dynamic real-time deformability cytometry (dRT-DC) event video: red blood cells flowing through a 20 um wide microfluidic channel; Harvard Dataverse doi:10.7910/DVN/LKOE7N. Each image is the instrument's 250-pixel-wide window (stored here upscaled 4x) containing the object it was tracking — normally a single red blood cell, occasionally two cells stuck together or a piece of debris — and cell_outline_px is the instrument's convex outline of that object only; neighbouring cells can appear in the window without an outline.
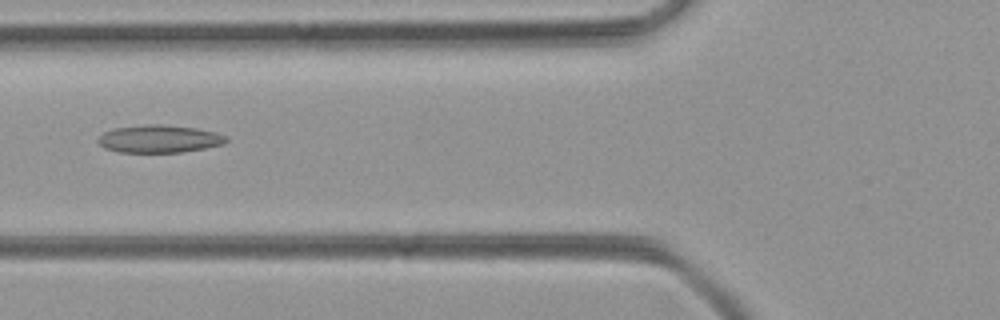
{"species": "common noctule bat (a hibernating species)", "species_latin": "Nyctalus noctula", "temperature_condition": "room temperature", "stored_images_in_passage": 50, "camera_frame_rate_fps": 3000, "um_per_image_px": 0.085, "animal": {"sex": "female", "body_mass_g": 21.9}, "frame": {"image": 1, "passage_image": 19, "time_ms": 6.0, "image_size_px": [1000, 320], "cell_outline_px": [[228, 140], [224, 144], [184, 152], [120, 152], [104, 148], [96, 140], [104, 132], [112, 128], [144, 124], [160, 124], [196, 128], [216, 132], [228, 136]], "centroid_in_image_um": [13.54, 11.79], "position_along_channel_um": 112.3, "area_um2": 20.81}}
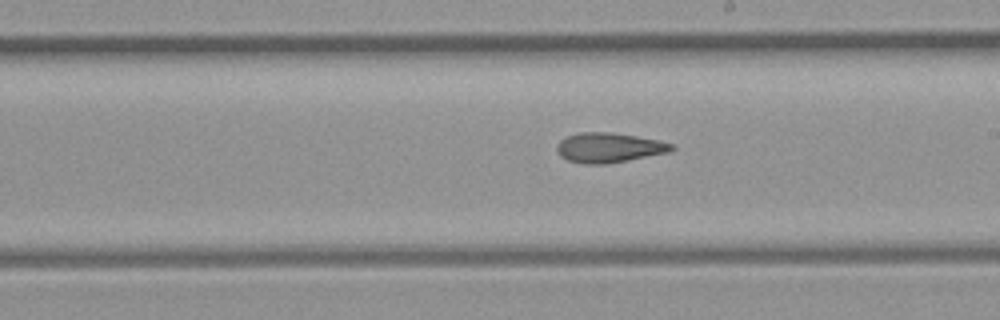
{"frame": {"image": 2, "passage_image": 28, "time_ms": 9.0, "image_size_px": [1000, 320], "cell_outline_px": [[676, 148], [668, 152], [628, 160], [604, 164], [584, 164], [568, 160], [560, 156], [556, 152], [556, 144], [560, 140], [568, 136], [580, 132], [612, 132], [660, 140], [672, 144]], "centroid_in_image_um": [51.73, 12.54], "position_along_channel_um": 237.3, "area_um2": 19.94}}
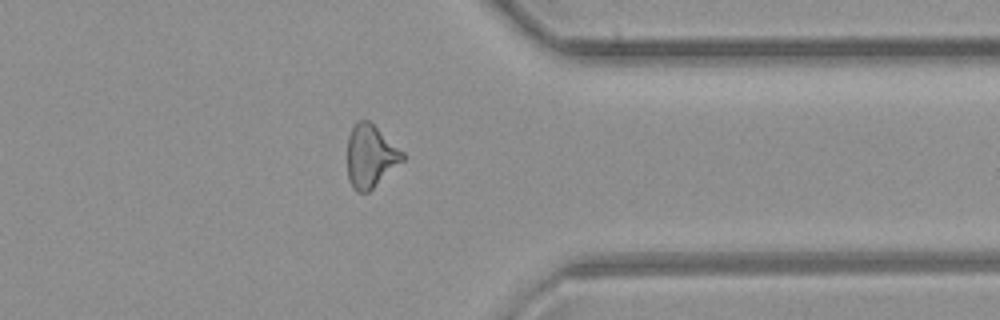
{"frame": {"image": 3, "passage_image": 39, "time_ms": 12.667, "image_size_px": [1000, 320], "cell_outline_px": [[404, 160], [368, 192], [356, 192], [352, 188], [348, 176], [348, 136], [356, 120], [368, 120], [404, 152]], "centroid_in_image_um": [31.48, 13.27], "position_along_channel_um": 379.9, "area_um2": 20.0}}